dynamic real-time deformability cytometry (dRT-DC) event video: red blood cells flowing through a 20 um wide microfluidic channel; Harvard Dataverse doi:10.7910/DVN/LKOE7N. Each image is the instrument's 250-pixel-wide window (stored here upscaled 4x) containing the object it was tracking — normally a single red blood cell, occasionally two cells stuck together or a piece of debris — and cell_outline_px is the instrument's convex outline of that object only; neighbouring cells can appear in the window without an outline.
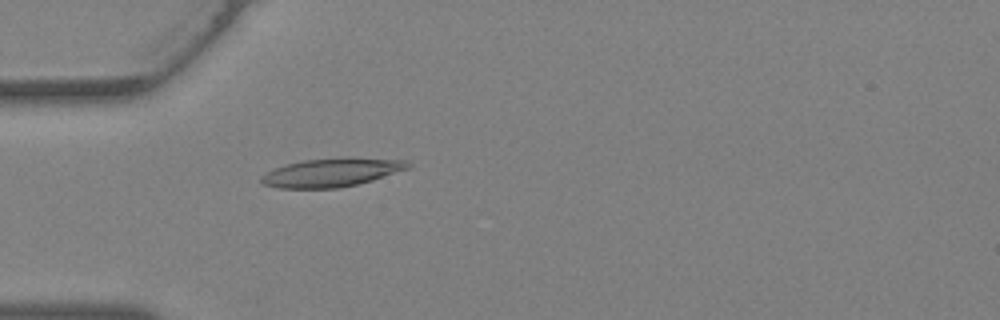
{"species": "Egyptian fruit bat (a non-hibernating species)", "species_latin": "Rousettus aegyptiacus", "temperature_condition": "warm", "stored_images_in_passage": 39, "camera_frame_rate_fps": 3000, "um_per_image_px": 0.085, "animal": {"sex": "female"}, "frame": {"image": 1, "passage_image": 12, "time_ms": 3.667, "image_size_px": [1000, 320], "cell_outline_px": [[412, 164], [408, 168], [372, 180], [356, 184], [336, 188], [280, 188], [260, 184], [260, 176], [264, 172], [288, 164], [304, 160], [408, 160]], "centroid_in_image_um": [28.06, 14.71], "position_along_channel_um": 56.9, "area_um2": 23.12}}
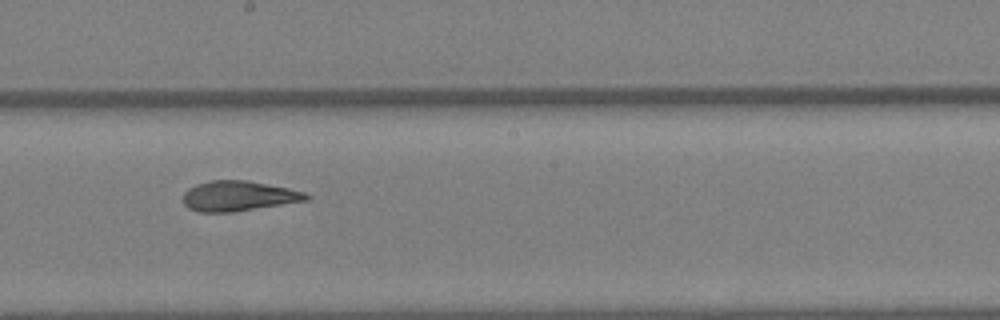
{"frame": {"image": 2, "passage_image": 22, "time_ms": 7.0, "image_size_px": [1000, 320], "cell_outline_px": [[312, 196], [308, 200], [232, 212], [200, 212], [188, 208], [184, 204], [184, 192], [188, 188], [196, 184], [212, 180], [248, 180], [288, 188], [304, 192]], "centroid_in_image_um": [20.27, 16.65], "position_along_channel_um": 227.9, "area_um2": 21.56}}
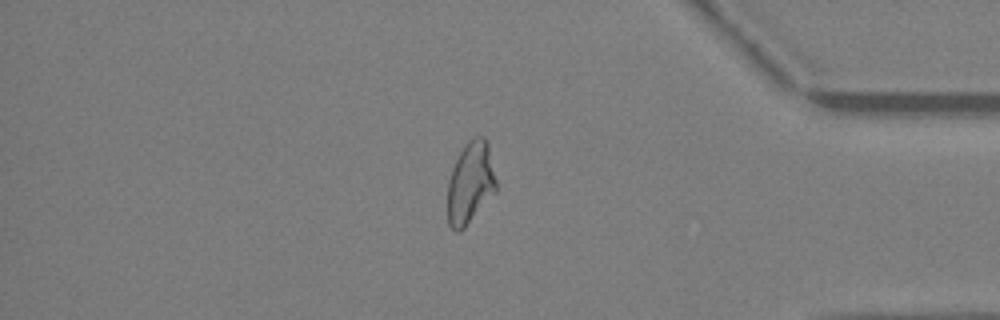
{"frame": {"image": 3, "passage_image": 33, "time_ms": 10.667, "image_size_px": [1000, 320], "cell_outline_px": [[496, 192], [464, 228], [460, 232], [456, 232], [448, 224], [448, 180], [452, 168], [464, 144], [472, 136], [484, 136], [488, 144], [496, 180]], "centroid_in_image_um": [39.98, 15.54], "position_along_channel_um": 395.2, "area_um2": 23.24}}